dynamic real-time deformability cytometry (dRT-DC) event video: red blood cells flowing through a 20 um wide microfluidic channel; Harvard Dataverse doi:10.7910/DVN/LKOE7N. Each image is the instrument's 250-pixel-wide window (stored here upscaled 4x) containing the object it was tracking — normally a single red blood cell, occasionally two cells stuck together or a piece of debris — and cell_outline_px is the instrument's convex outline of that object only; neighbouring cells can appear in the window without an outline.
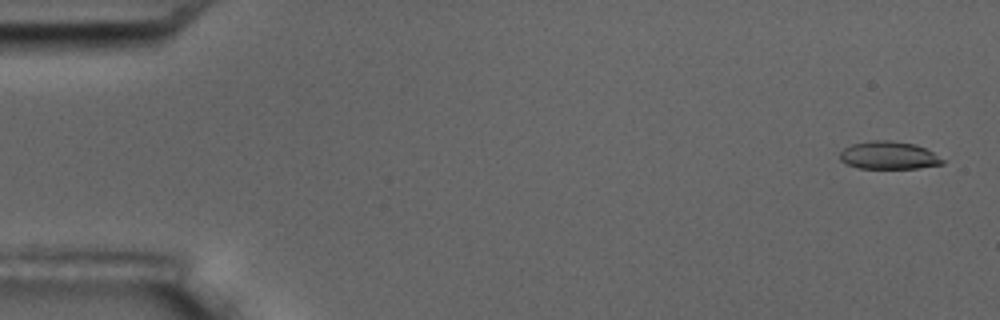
{"species": "common noctule bat (a hibernating species)", "species_latin": "Nyctalus noctula", "temperature_condition": "room temperature", "stored_images_in_passage": 7, "camera_frame_rate_fps": 3000, "um_per_image_px": 0.085, "animal": {"sex": "male", "body_mass_g": 17.5, "forearm_length_mm": 52.3}, "frame": {"image": 1, "passage_image": 1, "time_ms": 0.0, "image_size_px": [1000, 320], "cell_outline_px": [[944, 164], [916, 168], [856, 168], [840, 160], [840, 152], [844, 148], [852, 144], [872, 140], [892, 140], [916, 144], [932, 152], [944, 160]], "centroid_in_image_um": [75.53, 13.2], "position_along_channel_um": 9.5, "area_um2": 16.59}}
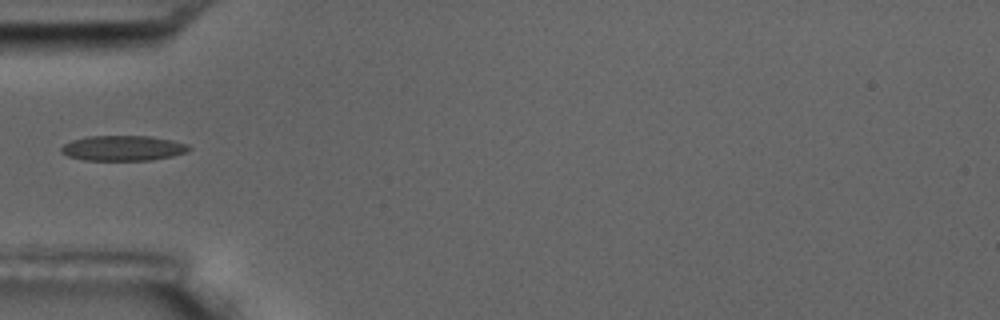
{"frame": {"image": 2, "passage_image": 5, "time_ms": 5.667, "image_size_px": [1000, 320], "cell_outline_px": [[192, 148], [188, 152], [172, 156], [152, 160], [84, 160], [68, 156], [60, 152], [60, 148], [64, 144], [72, 140], [88, 136], [148, 136], [172, 140], [188, 144]], "centroid_in_image_um": [10.47, 12.59], "position_along_channel_um": 74.5, "area_um2": 18.84}}